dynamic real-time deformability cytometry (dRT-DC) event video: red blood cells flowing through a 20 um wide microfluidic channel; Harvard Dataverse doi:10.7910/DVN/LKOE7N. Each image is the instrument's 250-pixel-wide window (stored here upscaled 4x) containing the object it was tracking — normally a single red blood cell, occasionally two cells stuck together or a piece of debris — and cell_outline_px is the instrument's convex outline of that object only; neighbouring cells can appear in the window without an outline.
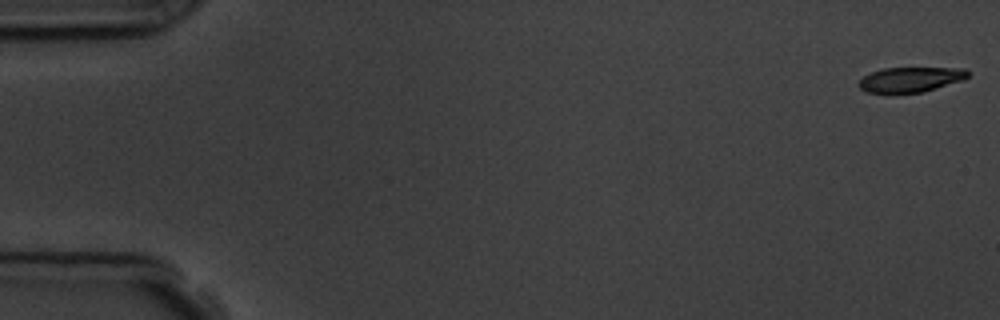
{"species": "common noctule bat (a hibernating species)", "species_latin": "Nyctalus noctula", "temperature_condition": "room temperature", "stored_images_in_passage": 6, "camera_frame_rate_fps": 3000, "um_per_image_px": 0.085, "animal": {"sex": "male", "body_mass_g": 19.5, "forearm_length_mm": 54.6}, "frame": {"image": 1, "passage_image": 1, "time_ms": 0.0, "image_size_px": [1000, 320], "cell_outline_px": [[968, 76], [960, 80], [924, 92], [864, 92], [860, 88], [860, 80], [864, 76], [872, 72], [884, 68], [964, 68], [968, 72]], "centroid_in_image_um": [77.38, 6.75], "position_along_channel_um": 7.6, "area_um2": 15.43}}
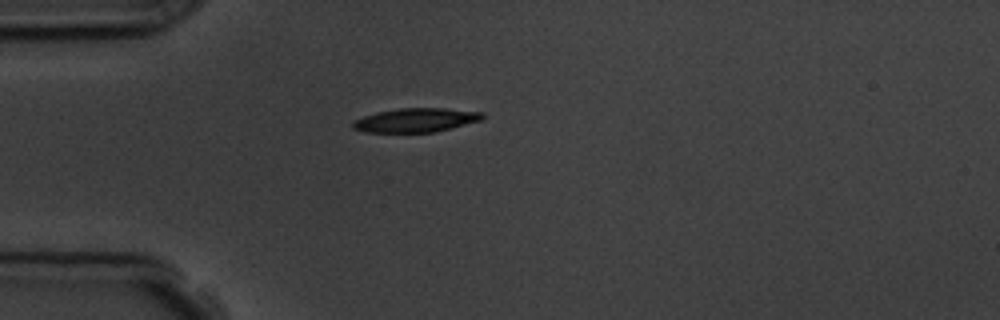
{"frame": {"image": 2, "passage_image": 5, "time_ms": 4.667, "image_size_px": [1000, 320], "cell_outline_px": [[484, 116], [480, 120], [436, 132], [364, 132], [352, 128], [352, 124], [356, 120], [364, 116], [376, 112], [400, 108], [444, 108], [484, 112]], "centroid_in_image_um": [35.34, 10.21], "position_along_channel_um": 49.7, "area_um2": 17.98}}